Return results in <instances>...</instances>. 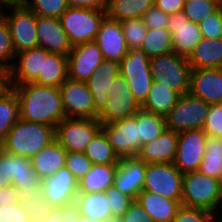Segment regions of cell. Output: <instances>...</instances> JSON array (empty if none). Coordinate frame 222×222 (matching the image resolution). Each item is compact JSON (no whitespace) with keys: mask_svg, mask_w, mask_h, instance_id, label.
Instances as JSON below:
<instances>
[{"mask_svg":"<svg viewBox=\"0 0 222 222\" xmlns=\"http://www.w3.org/2000/svg\"><path fill=\"white\" fill-rule=\"evenodd\" d=\"M11 88L18 96L21 119L55 128L66 118L59 88L35 83L11 85Z\"/></svg>","mask_w":222,"mask_h":222,"instance_id":"obj_1","label":"cell"},{"mask_svg":"<svg viewBox=\"0 0 222 222\" xmlns=\"http://www.w3.org/2000/svg\"><path fill=\"white\" fill-rule=\"evenodd\" d=\"M54 140V127L19 118L0 144V149L31 159L37 152Z\"/></svg>","mask_w":222,"mask_h":222,"instance_id":"obj_2","label":"cell"},{"mask_svg":"<svg viewBox=\"0 0 222 222\" xmlns=\"http://www.w3.org/2000/svg\"><path fill=\"white\" fill-rule=\"evenodd\" d=\"M221 201V180L198 171L183 174L181 205L214 213Z\"/></svg>","mask_w":222,"mask_h":222,"instance_id":"obj_3","label":"cell"},{"mask_svg":"<svg viewBox=\"0 0 222 222\" xmlns=\"http://www.w3.org/2000/svg\"><path fill=\"white\" fill-rule=\"evenodd\" d=\"M106 16V9L68 7L59 20L74 47L95 40Z\"/></svg>","mask_w":222,"mask_h":222,"instance_id":"obj_4","label":"cell"},{"mask_svg":"<svg viewBox=\"0 0 222 222\" xmlns=\"http://www.w3.org/2000/svg\"><path fill=\"white\" fill-rule=\"evenodd\" d=\"M153 81L165 85L180 95L187 94L190 87L191 67L187 57L174 51L150 58Z\"/></svg>","mask_w":222,"mask_h":222,"instance_id":"obj_5","label":"cell"},{"mask_svg":"<svg viewBox=\"0 0 222 222\" xmlns=\"http://www.w3.org/2000/svg\"><path fill=\"white\" fill-rule=\"evenodd\" d=\"M119 71L128 82L134 98L142 105L153 83L150 58L141 48L128 50L119 62Z\"/></svg>","mask_w":222,"mask_h":222,"instance_id":"obj_6","label":"cell"},{"mask_svg":"<svg viewBox=\"0 0 222 222\" xmlns=\"http://www.w3.org/2000/svg\"><path fill=\"white\" fill-rule=\"evenodd\" d=\"M210 104L189 93L181 95L165 117L166 128L176 133L203 129Z\"/></svg>","mask_w":222,"mask_h":222,"instance_id":"obj_7","label":"cell"},{"mask_svg":"<svg viewBox=\"0 0 222 222\" xmlns=\"http://www.w3.org/2000/svg\"><path fill=\"white\" fill-rule=\"evenodd\" d=\"M106 94V106L97 116L102 124L132 117L141 109V105L134 98L128 82L120 73L113 79Z\"/></svg>","mask_w":222,"mask_h":222,"instance_id":"obj_8","label":"cell"},{"mask_svg":"<svg viewBox=\"0 0 222 222\" xmlns=\"http://www.w3.org/2000/svg\"><path fill=\"white\" fill-rule=\"evenodd\" d=\"M101 129L98 119L65 118L55 127V140L67 152L83 153Z\"/></svg>","mask_w":222,"mask_h":222,"instance_id":"obj_9","label":"cell"},{"mask_svg":"<svg viewBox=\"0 0 222 222\" xmlns=\"http://www.w3.org/2000/svg\"><path fill=\"white\" fill-rule=\"evenodd\" d=\"M183 174L173 163L146 164L144 191L181 203Z\"/></svg>","mask_w":222,"mask_h":222,"instance_id":"obj_10","label":"cell"},{"mask_svg":"<svg viewBox=\"0 0 222 222\" xmlns=\"http://www.w3.org/2000/svg\"><path fill=\"white\" fill-rule=\"evenodd\" d=\"M59 90L66 118L97 119L93 96L86 82L67 78Z\"/></svg>","mask_w":222,"mask_h":222,"instance_id":"obj_11","label":"cell"},{"mask_svg":"<svg viewBox=\"0 0 222 222\" xmlns=\"http://www.w3.org/2000/svg\"><path fill=\"white\" fill-rule=\"evenodd\" d=\"M207 133L195 129L178 133V146L173 164L182 173L197 171L202 163Z\"/></svg>","mask_w":222,"mask_h":222,"instance_id":"obj_12","label":"cell"},{"mask_svg":"<svg viewBox=\"0 0 222 222\" xmlns=\"http://www.w3.org/2000/svg\"><path fill=\"white\" fill-rule=\"evenodd\" d=\"M101 130L120 158L137 156L139 151L137 113L132 117L102 124Z\"/></svg>","mask_w":222,"mask_h":222,"instance_id":"obj_13","label":"cell"},{"mask_svg":"<svg viewBox=\"0 0 222 222\" xmlns=\"http://www.w3.org/2000/svg\"><path fill=\"white\" fill-rule=\"evenodd\" d=\"M11 15L1 13L6 21L16 54L38 46L36 15L27 8H12Z\"/></svg>","mask_w":222,"mask_h":222,"instance_id":"obj_14","label":"cell"},{"mask_svg":"<svg viewBox=\"0 0 222 222\" xmlns=\"http://www.w3.org/2000/svg\"><path fill=\"white\" fill-rule=\"evenodd\" d=\"M103 60L94 40L72 47L67 56L68 78L86 82Z\"/></svg>","mask_w":222,"mask_h":222,"instance_id":"obj_15","label":"cell"},{"mask_svg":"<svg viewBox=\"0 0 222 222\" xmlns=\"http://www.w3.org/2000/svg\"><path fill=\"white\" fill-rule=\"evenodd\" d=\"M46 202L54 207L72 204L78 194V181L65 166L42 181Z\"/></svg>","mask_w":222,"mask_h":222,"instance_id":"obj_16","label":"cell"},{"mask_svg":"<svg viewBox=\"0 0 222 222\" xmlns=\"http://www.w3.org/2000/svg\"><path fill=\"white\" fill-rule=\"evenodd\" d=\"M167 29L172 36L173 51L185 57L203 38L199 25L190 22L182 11L169 15Z\"/></svg>","mask_w":222,"mask_h":222,"instance_id":"obj_17","label":"cell"},{"mask_svg":"<svg viewBox=\"0 0 222 222\" xmlns=\"http://www.w3.org/2000/svg\"><path fill=\"white\" fill-rule=\"evenodd\" d=\"M190 95L208 104H222V68L192 69Z\"/></svg>","mask_w":222,"mask_h":222,"instance_id":"obj_18","label":"cell"},{"mask_svg":"<svg viewBox=\"0 0 222 222\" xmlns=\"http://www.w3.org/2000/svg\"><path fill=\"white\" fill-rule=\"evenodd\" d=\"M103 58L120 62L128 53L120 21L105 17L94 40Z\"/></svg>","mask_w":222,"mask_h":222,"instance_id":"obj_19","label":"cell"},{"mask_svg":"<svg viewBox=\"0 0 222 222\" xmlns=\"http://www.w3.org/2000/svg\"><path fill=\"white\" fill-rule=\"evenodd\" d=\"M146 164L137 156L120 158L113 186L136 200L143 189Z\"/></svg>","mask_w":222,"mask_h":222,"instance_id":"obj_20","label":"cell"},{"mask_svg":"<svg viewBox=\"0 0 222 222\" xmlns=\"http://www.w3.org/2000/svg\"><path fill=\"white\" fill-rule=\"evenodd\" d=\"M36 34L38 46L44 48L47 52L68 56L72 49L67 34L57 18L36 15Z\"/></svg>","mask_w":222,"mask_h":222,"instance_id":"obj_21","label":"cell"},{"mask_svg":"<svg viewBox=\"0 0 222 222\" xmlns=\"http://www.w3.org/2000/svg\"><path fill=\"white\" fill-rule=\"evenodd\" d=\"M19 64L12 63L9 68L10 85L33 83L39 73H43L44 48L35 47L16 54Z\"/></svg>","mask_w":222,"mask_h":222,"instance_id":"obj_22","label":"cell"},{"mask_svg":"<svg viewBox=\"0 0 222 222\" xmlns=\"http://www.w3.org/2000/svg\"><path fill=\"white\" fill-rule=\"evenodd\" d=\"M178 146V133L165 129L155 140L140 147L137 157L147 164L173 163Z\"/></svg>","mask_w":222,"mask_h":222,"instance_id":"obj_23","label":"cell"},{"mask_svg":"<svg viewBox=\"0 0 222 222\" xmlns=\"http://www.w3.org/2000/svg\"><path fill=\"white\" fill-rule=\"evenodd\" d=\"M120 73L119 62L104 59L93 74L88 78L86 84L93 96L95 111L99 114L107 103V90L111 82Z\"/></svg>","mask_w":222,"mask_h":222,"instance_id":"obj_24","label":"cell"},{"mask_svg":"<svg viewBox=\"0 0 222 222\" xmlns=\"http://www.w3.org/2000/svg\"><path fill=\"white\" fill-rule=\"evenodd\" d=\"M67 151L54 140L31 159V165L37 177L43 181L65 166Z\"/></svg>","mask_w":222,"mask_h":222,"instance_id":"obj_25","label":"cell"},{"mask_svg":"<svg viewBox=\"0 0 222 222\" xmlns=\"http://www.w3.org/2000/svg\"><path fill=\"white\" fill-rule=\"evenodd\" d=\"M136 200L153 222H171L181 206L176 200L144 190L139 193Z\"/></svg>","mask_w":222,"mask_h":222,"instance_id":"obj_26","label":"cell"},{"mask_svg":"<svg viewBox=\"0 0 222 222\" xmlns=\"http://www.w3.org/2000/svg\"><path fill=\"white\" fill-rule=\"evenodd\" d=\"M187 61L191 69L222 68V38H202Z\"/></svg>","mask_w":222,"mask_h":222,"instance_id":"obj_27","label":"cell"},{"mask_svg":"<svg viewBox=\"0 0 222 222\" xmlns=\"http://www.w3.org/2000/svg\"><path fill=\"white\" fill-rule=\"evenodd\" d=\"M12 186L22 193L34 191L42 181L37 177L29 158L9 153Z\"/></svg>","mask_w":222,"mask_h":222,"instance_id":"obj_28","label":"cell"},{"mask_svg":"<svg viewBox=\"0 0 222 222\" xmlns=\"http://www.w3.org/2000/svg\"><path fill=\"white\" fill-rule=\"evenodd\" d=\"M118 164H92L90 171L78 182V193L105 192L115 180Z\"/></svg>","mask_w":222,"mask_h":222,"instance_id":"obj_29","label":"cell"},{"mask_svg":"<svg viewBox=\"0 0 222 222\" xmlns=\"http://www.w3.org/2000/svg\"><path fill=\"white\" fill-rule=\"evenodd\" d=\"M67 78V55L50 53L44 49L43 73H39L33 83L59 88Z\"/></svg>","mask_w":222,"mask_h":222,"instance_id":"obj_30","label":"cell"},{"mask_svg":"<svg viewBox=\"0 0 222 222\" xmlns=\"http://www.w3.org/2000/svg\"><path fill=\"white\" fill-rule=\"evenodd\" d=\"M181 95L157 81H153L149 94L141 109L166 117Z\"/></svg>","mask_w":222,"mask_h":222,"instance_id":"obj_31","label":"cell"},{"mask_svg":"<svg viewBox=\"0 0 222 222\" xmlns=\"http://www.w3.org/2000/svg\"><path fill=\"white\" fill-rule=\"evenodd\" d=\"M74 203L80 214L89 219L112 220L110 205L105 192L78 193Z\"/></svg>","mask_w":222,"mask_h":222,"instance_id":"obj_32","label":"cell"},{"mask_svg":"<svg viewBox=\"0 0 222 222\" xmlns=\"http://www.w3.org/2000/svg\"><path fill=\"white\" fill-rule=\"evenodd\" d=\"M154 6L155 0H108L106 15L117 21L143 18L144 13Z\"/></svg>","mask_w":222,"mask_h":222,"instance_id":"obj_33","label":"cell"},{"mask_svg":"<svg viewBox=\"0 0 222 222\" xmlns=\"http://www.w3.org/2000/svg\"><path fill=\"white\" fill-rule=\"evenodd\" d=\"M18 201L22 203L30 222H43L44 219L51 213L54 206L45 200L42 183L29 193L17 191Z\"/></svg>","mask_w":222,"mask_h":222,"instance_id":"obj_34","label":"cell"},{"mask_svg":"<svg viewBox=\"0 0 222 222\" xmlns=\"http://www.w3.org/2000/svg\"><path fill=\"white\" fill-rule=\"evenodd\" d=\"M197 171L222 180V137L207 135L205 154Z\"/></svg>","mask_w":222,"mask_h":222,"instance_id":"obj_35","label":"cell"},{"mask_svg":"<svg viewBox=\"0 0 222 222\" xmlns=\"http://www.w3.org/2000/svg\"><path fill=\"white\" fill-rule=\"evenodd\" d=\"M139 149L157 139L166 129L164 117L140 109L137 112Z\"/></svg>","mask_w":222,"mask_h":222,"instance_id":"obj_36","label":"cell"},{"mask_svg":"<svg viewBox=\"0 0 222 222\" xmlns=\"http://www.w3.org/2000/svg\"><path fill=\"white\" fill-rule=\"evenodd\" d=\"M83 153L92 164H118L120 161L102 130L93 137Z\"/></svg>","mask_w":222,"mask_h":222,"instance_id":"obj_37","label":"cell"},{"mask_svg":"<svg viewBox=\"0 0 222 222\" xmlns=\"http://www.w3.org/2000/svg\"><path fill=\"white\" fill-rule=\"evenodd\" d=\"M19 118L18 96L11 88L0 97V144Z\"/></svg>","mask_w":222,"mask_h":222,"instance_id":"obj_38","label":"cell"},{"mask_svg":"<svg viewBox=\"0 0 222 222\" xmlns=\"http://www.w3.org/2000/svg\"><path fill=\"white\" fill-rule=\"evenodd\" d=\"M141 49L149 58L173 52L171 33L167 28L148 29Z\"/></svg>","mask_w":222,"mask_h":222,"instance_id":"obj_39","label":"cell"},{"mask_svg":"<svg viewBox=\"0 0 222 222\" xmlns=\"http://www.w3.org/2000/svg\"><path fill=\"white\" fill-rule=\"evenodd\" d=\"M222 6V0H185L182 12L190 22L199 24Z\"/></svg>","mask_w":222,"mask_h":222,"instance_id":"obj_40","label":"cell"},{"mask_svg":"<svg viewBox=\"0 0 222 222\" xmlns=\"http://www.w3.org/2000/svg\"><path fill=\"white\" fill-rule=\"evenodd\" d=\"M128 50L141 48L148 28L142 18L120 21Z\"/></svg>","mask_w":222,"mask_h":222,"instance_id":"obj_41","label":"cell"},{"mask_svg":"<svg viewBox=\"0 0 222 222\" xmlns=\"http://www.w3.org/2000/svg\"><path fill=\"white\" fill-rule=\"evenodd\" d=\"M28 0L26 8L40 17L57 18L67 10V0Z\"/></svg>","mask_w":222,"mask_h":222,"instance_id":"obj_42","label":"cell"},{"mask_svg":"<svg viewBox=\"0 0 222 222\" xmlns=\"http://www.w3.org/2000/svg\"><path fill=\"white\" fill-rule=\"evenodd\" d=\"M105 193L110 205L112 219H120L134 201L132 197L122 193L113 185L107 188Z\"/></svg>","mask_w":222,"mask_h":222,"instance_id":"obj_43","label":"cell"},{"mask_svg":"<svg viewBox=\"0 0 222 222\" xmlns=\"http://www.w3.org/2000/svg\"><path fill=\"white\" fill-rule=\"evenodd\" d=\"M15 56L9 27L4 18L0 16V65L9 69L12 66L9 62L15 59Z\"/></svg>","mask_w":222,"mask_h":222,"instance_id":"obj_44","label":"cell"},{"mask_svg":"<svg viewBox=\"0 0 222 222\" xmlns=\"http://www.w3.org/2000/svg\"><path fill=\"white\" fill-rule=\"evenodd\" d=\"M92 162L81 152H67L65 167L79 182L91 169Z\"/></svg>","mask_w":222,"mask_h":222,"instance_id":"obj_45","label":"cell"},{"mask_svg":"<svg viewBox=\"0 0 222 222\" xmlns=\"http://www.w3.org/2000/svg\"><path fill=\"white\" fill-rule=\"evenodd\" d=\"M214 216L208 210L181 205L171 222H211Z\"/></svg>","mask_w":222,"mask_h":222,"instance_id":"obj_46","label":"cell"},{"mask_svg":"<svg viewBox=\"0 0 222 222\" xmlns=\"http://www.w3.org/2000/svg\"><path fill=\"white\" fill-rule=\"evenodd\" d=\"M198 25L203 38H222V6Z\"/></svg>","mask_w":222,"mask_h":222,"instance_id":"obj_47","label":"cell"},{"mask_svg":"<svg viewBox=\"0 0 222 222\" xmlns=\"http://www.w3.org/2000/svg\"><path fill=\"white\" fill-rule=\"evenodd\" d=\"M81 214L75 203L54 207L43 222H77Z\"/></svg>","mask_w":222,"mask_h":222,"instance_id":"obj_48","label":"cell"},{"mask_svg":"<svg viewBox=\"0 0 222 222\" xmlns=\"http://www.w3.org/2000/svg\"><path fill=\"white\" fill-rule=\"evenodd\" d=\"M203 130L209 136L222 137V104L210 105Z\"/></svg>","mask_w":222,"mask_h":222,"instance_id":"obj_49","label":"cell"},{"mask_svg":"<svg viewBox=\"0 0 222 222\" xmlns=\"http://www.w3.org/2000/svg\"><path fill=\"white\" fill-rule=\"evenodd\" d=\"M31 218L22 203L0 207V222H30Z\"/></svg>","mask_w":222,"mask_h":222,"instance_id":"obj_50","label":"cell"},{"mask_svg":"<svg viewBox=\"0 0 222 222\" xmlns=\"http://www.w3.org/2000/svg\"><path fill=\"white\" fill-rule=\"evenodd\" d=\"M142 19L148 29L167 28L169 15L154 6L144 13Z\"/></svg>","mask_w":222,"mask_h":222,"instance_id":"obj_51","label":"cell"},{"mask_svg":"<svg viewBox=\"0 0 222 222\" xmlns=\"http://www.w3.org/2000/svg\"><path fill=\"white\" fill-rule=\"evenodd\" d=\"M121 222H153L137 200H134L128 210L120 218Z\"/></svg>","mask_w":222,"mask_h":222,"instance_id":"obj_52","label":"cell"},{"mask_svg":"<svg viewBox=\"0 0 222 222\" xmlns=\"http://www.w3.org/2000/svg\"><path fill=\"white\" fill-rule=\"evenodd\" d=\"M11 185L12 176L9 169V153L0 149V188Z\"/></svg>","mask_w":222,"mask_h":222,"instance_id":"obj_53","label":"cell"},{"mask_svg":"<svg viewBox=\"0 0 222 222\" xmlns=\"http://www.w3.org/2000/svg\"><path fill=\"white\" fill-rule=\"evenodd\" d=\"M185 0H155V7L172 15L183 10Z\"/></svg>","mask_w":222,"mask_h":222,"instance_id":"obj_54","label":"cell"},{"mask_svg":"<svg viewBox=\"0 0 222 222\" xmlns=\"http://www.w3.org/2000/svg\"><path fill=\"white\" fill-rule=\"evenodd\" d=\"M108 0H67L69 7L106 9Z\"/></svg>","mask_w":222,"mask_h":222,"instance_id":"obj_55","label":"cell"},{"mask_svg":"<svg viewBox=\"0 0 222 222\" xmlns=\"http://www.w3.org/2000/svg\"><path fill=\"white\" fill-rule=\"evenodd\" d=\"M19 202L17 190L11 185L0 188V207L9 206Z\"/></svg>","mask_w":222,"mask_h":222,"instance_id":"obj_56","label":"cell"},{"mask_svg":"<svg viewBox=\"0 0 222 222\" xmlns=\"http://www.w3.org/2000/svg\"><path fill=\"white\" fill-rule=\"evenodd\" d=\"M9 89H11L9 69L0 65V97Z\"/></svg>","mask_w":222,"mask_h":222,"instance_id":"obj_57","label":"cell"},{"mask_svg":"<svg viewBox=\"0 0 222 222\" xmlns=\"http://www.w3.org/2000/svg\"><path fill=\"white\" fill-rule=\"evenodd\" d=\"M28 0H0V11L3 7L8 8H26Z\"/></svg>","mask_w":222,"mask_h":222,"instance_id":"obj_58","label":"cell"},{"mask_svg":"<svg viewBox=\"0 0 222 222\" xmlns=\"http://www.w3.org/2000/svg\"><path fill=\"white\" fill-rule=\"evenodd\" d=\"M77 222H106V221H102L96 218L93 219H89L86 218L85 216L81 215L80 218L77 220Z\"/></svg>","mask_w":222,"mask_h":222,"instance_id":"obj_59","label":"cell"},{"mask_svg":"<svg viewBox=\"0 0 222 222\" xmlns=\"http://www.w3.org/2000/svg\"><path fill=\"white\" fill-rule=\"evenodd\" d=\"M109 222H121V220L120 219H112Z\"/></svg>","mask_w":222,"mask_h":222,"instance_id":"obj_60","label":"cell"},{"mask_svg":"<svg viewBox=\"0 0 222 222\" xmlns=\"http://www.w3.org/2000/svg\"><path fill=\"white\" fill-rule=\"evenodd\" d=\"M221 200H222V180H221Z\"/></svg>","mask_w":222,"mask_h":222,"instance_id":"obj_61","label":"cell"}]
</instances>
